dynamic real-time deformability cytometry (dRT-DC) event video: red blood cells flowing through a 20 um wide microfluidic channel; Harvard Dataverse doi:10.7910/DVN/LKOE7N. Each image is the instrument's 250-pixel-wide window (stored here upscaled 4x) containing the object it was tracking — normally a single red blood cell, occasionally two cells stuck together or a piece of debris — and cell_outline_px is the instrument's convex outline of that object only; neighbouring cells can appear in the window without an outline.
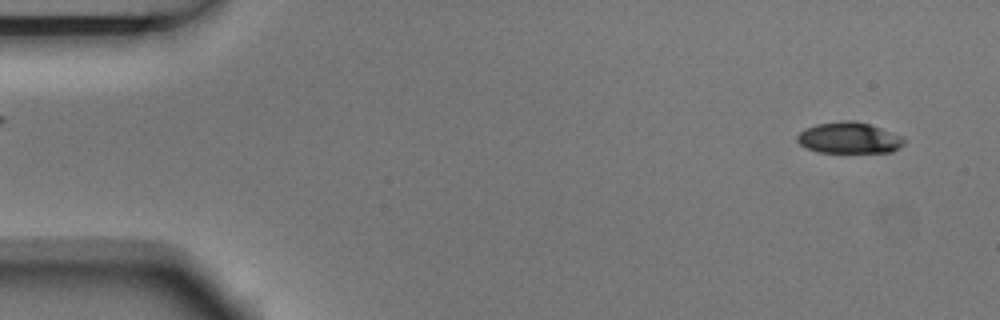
{"species": "Egyptian fruit bat (a non-hibernating species)", "species_latin": "Rousettus aegyptiacus", "temperature_condition": "room temperature", "stored_images_in_passage": 2, "segment_of_instrument_passage": [2, 2], "camera_frame_rate_fps": 3000, "um_per_image_px": 0.085, "animal": {"sex": "male"}, "frame": {"image": 1, "passage_image": 2, "time_ms": 0.333, "image_size_px": [1000, 320], "cell_outline_px": [[904, 144], [892, 152], [820, 152], [808, 148], [800, 144], [796, 140], [796, 136], [804, 128], [816, 124], [844, 120], [856, 120], [904, 136]], "centroid_in_image_um": [72.17, 11.71], "position_along_channel_um": 12.8, "area_um2": 19.42}}